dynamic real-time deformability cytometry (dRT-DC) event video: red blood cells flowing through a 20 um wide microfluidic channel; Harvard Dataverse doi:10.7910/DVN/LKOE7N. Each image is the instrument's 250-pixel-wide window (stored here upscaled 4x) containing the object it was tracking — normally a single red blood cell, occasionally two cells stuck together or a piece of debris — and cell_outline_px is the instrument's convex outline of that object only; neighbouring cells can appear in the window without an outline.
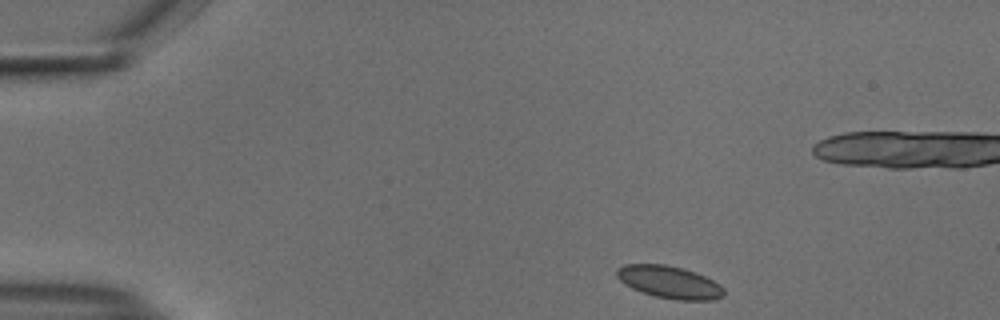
{"species": "common noctule bat (a hibernating species)", "species_latin": "Nyctalus noctula", "temperature_condition": "cold", "stored_images_in_passage": 48, "camera_frame_rate_fps": 3000, "um_per_image_px": 0.085, "animal": {"sex": "male", "body_mass_g": 18.8}, "frame": {"image": 1, "passage_image": 1, "time_ms": 0.0, "image_size_px": [1000, 320], "cell_outline_px": [[724, 296], [716, 300], [676, 300], [656, 296], [632, 288], [624, 284], [616, 276], [616, 268], [624, 264], [664, 264], [684, 268], [696, 272], [720, 284], [724, 288]], "centroid_in_image_um": [56.91, 23.97], "position_along_channel_um": 28.1, "area_um2": 20.35}}
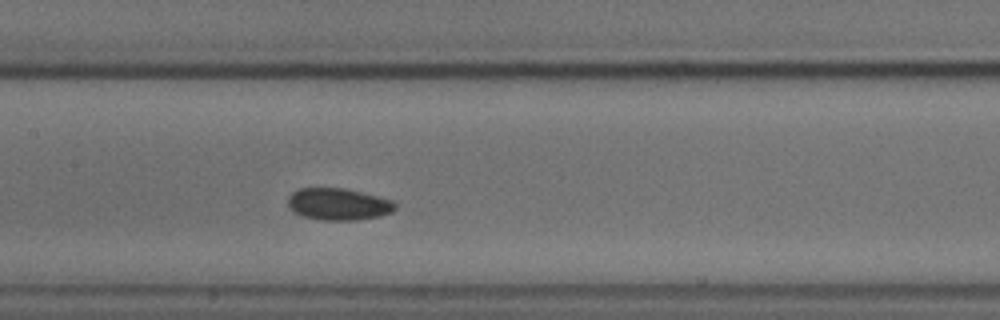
{"frame": {"image": 2, "passage_image": 19, "time_ms": 6.0, "image_size_px": [1000, 320], "cell_outline_px": [[396, 208], [392, 212], [380, 216], [356, 220], [320, 220], [304, 216], [292, 212], [288, 208], [288, 196], [292, 192], [300, 188], [344, 188], [392, 200], [396, 204]], "centroid_in_image_um": [28.73, 17.36], "position_along_channel_um": 178.7, "area_um2": 20.0}}
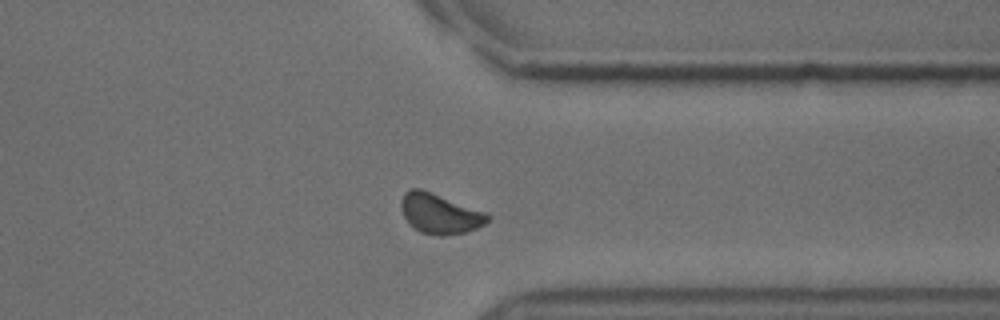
{"frame": {"image": 3, "passage_image": 35, "time_ms": 11.333, "image_size_px": [1000, 320], "cell_outline_px": [[492, 216], [484, 224], [476, 228], [464, 232], [444, 236], [440, 236], [420, 232], [412, 228], [408, 224], [404, 216], [400, 204], [404, 192], [412, 188], [420, 188], [488, 212]], "centroid_in_image_um": [37.38, 18.16], "position_along_channel_um": 374.0, "area_um2": 20.4}, "authors_computed_cell_mechanics": {"area_um2": 19.6231, "velocity_mm_per_s": 3.6886, "shape_relaxation_time_tau1_ms": 1.2543, "shape_relaxation_time_tau2_ms": null, "deformation_change_tau1": 0.0377, "deformation_change_tau2": null}}